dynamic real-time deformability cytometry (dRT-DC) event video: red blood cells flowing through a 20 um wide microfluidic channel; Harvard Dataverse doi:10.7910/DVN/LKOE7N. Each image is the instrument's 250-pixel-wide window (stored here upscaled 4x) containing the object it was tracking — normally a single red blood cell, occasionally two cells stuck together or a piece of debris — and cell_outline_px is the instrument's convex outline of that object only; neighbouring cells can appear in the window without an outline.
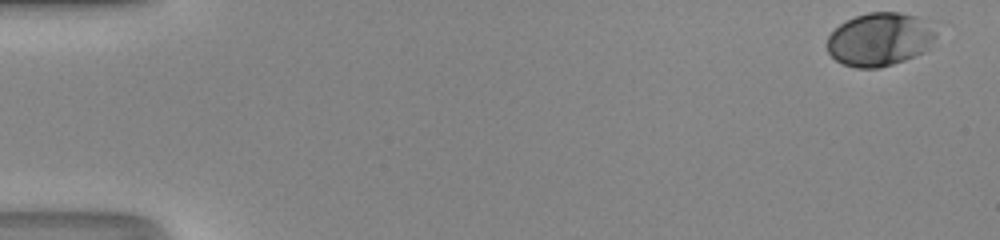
{"species": "human", "species_latin": "Homo sapiens", "temperature_condition": "room temperature", "stored_images_in_passage": 44, "camera_frame_rate_fps": 3000, "um_per_image_px": 0.085, "donor": {"sex": "male"}, "frame": {"image": 1, "passage_image": 1, "time_ms": 0.0, "image_size_px": [1000, 240], "cell_outline_px": [[936, 36], [928, 48], [924, 52], [904, 60], [880, 68], [856, 68], [844, 64], [836, 60], [828, 52], [828, 36], [840, 24], [856, 16], [868, 12], [900, 12], [916, 16], [936, 32]], "centroid_in_image_um": [74.76, 3.36], "position_along_channel_um": 10.2, "area_um2": 33.41}}
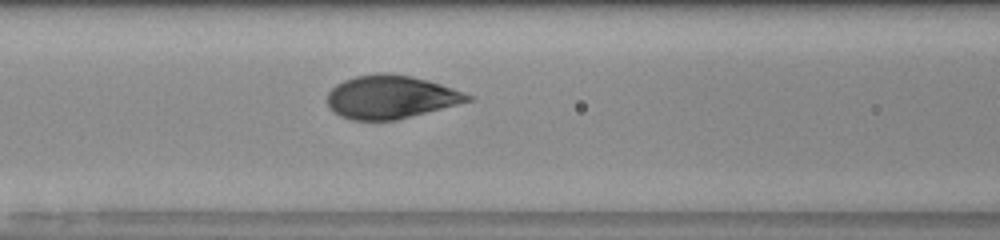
{"frame": {"image": 2, "passage_image": 22, "time_ms": 7.0, "image_size_px": [1000, 240], "cell_outline_px": [[476, 100], [396, 120], [352, 120], [340, 116], [332, 112], [328, 108], [328, 92], [336, 84], [344, 80], [356, 76], [380, 72], [388, 72], [412, 76], [428, 80], [476, 96]], "centroid_in_image_um": [33.24, 8.24], "position_along_channel_um": 133.4, "area_um2": 35.78}}
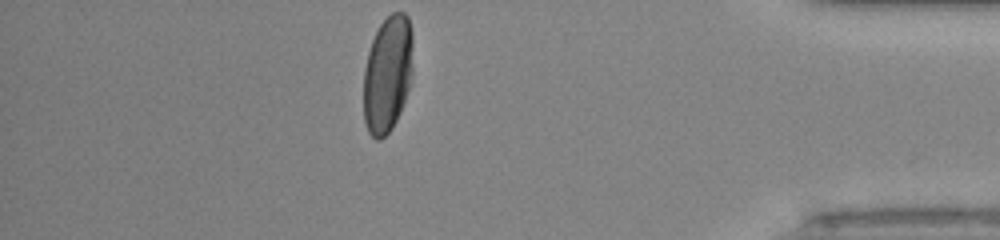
{"frame": {"image": 3, "passage_image": 44, "time_ms": 14.333, "image_size_px": [1000, 240], "cell_outline_px": [[412, 72], [408, 88], [400, 112], [392, 128], [380, 140], [376, 140], [368, 132], [364, 120], [364, 68], [368, 52], [372, 40], [380, 24], [392, 12], [404, 12], [408, 16], [412, 32]], "centroid_in_image_um": [32.94, 6.28], "position_along_channel_um": 402.3, "area_um2": 33.58}, "authors_computed_cell_mechanics": {"area_um2": 35.836, "velocity_mm_per_s": 4.1857, "shape_relaxation_time_tau1_ms": 2.7407, "shape_relaxation_time_tau2_ms": null, "deformation_change_tau1": 0.166, "deformation_change_tau2": null}}